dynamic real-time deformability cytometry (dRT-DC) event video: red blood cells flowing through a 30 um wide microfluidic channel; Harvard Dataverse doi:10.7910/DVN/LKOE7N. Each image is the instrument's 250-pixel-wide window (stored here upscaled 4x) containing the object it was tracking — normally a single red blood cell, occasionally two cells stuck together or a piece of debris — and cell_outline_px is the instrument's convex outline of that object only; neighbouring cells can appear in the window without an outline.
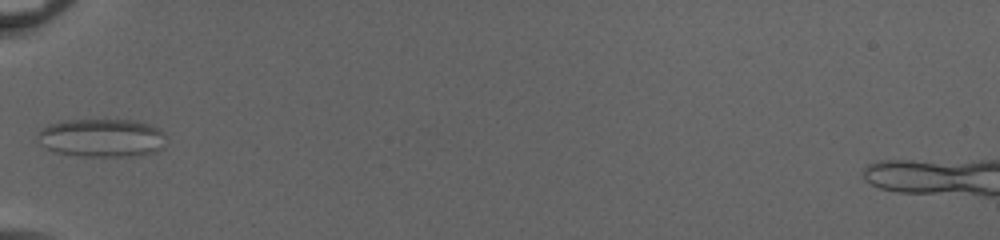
{"species": "common noctule bat (a hibernating species)", "species_latin": "Nyctalus noctula", "temperature_condition": "cold", "stored_images_in_passage": 33, "camera_frame_rate_fps": 3000, "um_per_image_px": 0.085, "animal": {"sex": "female", "body_mass_g": 20.0, "forearm_length_mm": 54.0}, "frame": {"image": 1, "passage_image": 1, "time_ms": 0.0, "image_size_px": [1000, 240], "cell_outline_px": [[164, 148], [156, 152], [132, 156], [80, 156], [52, 152], [44, 148], [40, 144], [36, 136], [40, 128], [48, 124], [64, 120], [132, 120], [148, 124], [160, 128], [164, 136]], "centroid_in_image_um": [8.6, 11.72], "position_along_channel_um": 76.4, "area_um2": 29.07}}
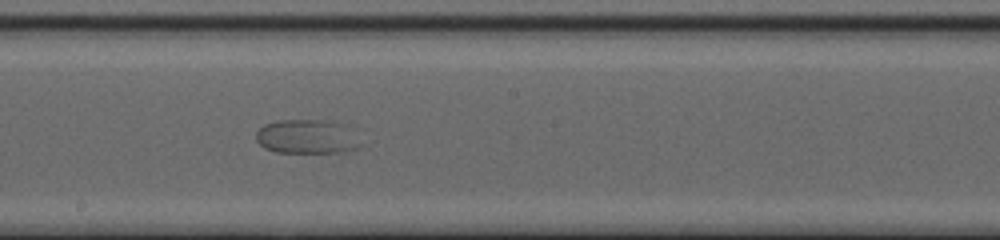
{"frame": {"image": 2, "passage_image": 12, "time_ms": 3.667, "image_size_px": [1000, 240], "cell_outline_px": [[364, 144], [356, 148], [344, 152], [276, 152], [264, 148], [256, 140], [256, 132], [264, 124], [280, 120], [332, 120], [344, 124]], "centroid_in_image_um": [26.11, 11.61], "position_along_channel_um": 222.1, "area_um2": 20.92}}
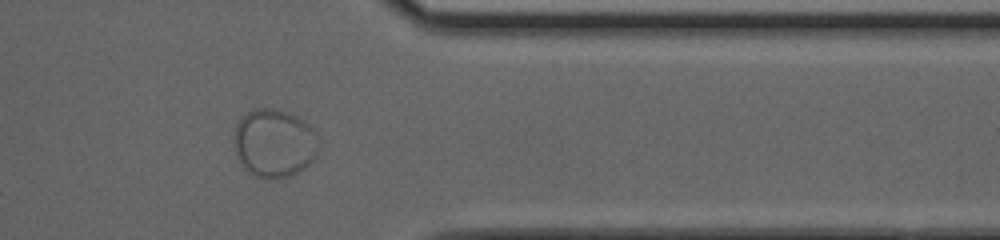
{"frame": {"image": 3, "passage_image": 25, "time_ms": 8.0, "image_size_px": [1000, 240], "cell_outline_px": [[320, 148], [316, 156], [304, 168], [288, 176], [268, 180], [256, 176], [248, 172], [244, 168], [236, 156], [236, 124], [248, 112], [256, 108], [276, 108], [288, 112], [296, 116], [308, 124], [316, 132], [320, 140]], "centroid_in_image_um": [23.36, 12.17], "position_along_channel_um": 388.0, "area_um2": 33.76}}